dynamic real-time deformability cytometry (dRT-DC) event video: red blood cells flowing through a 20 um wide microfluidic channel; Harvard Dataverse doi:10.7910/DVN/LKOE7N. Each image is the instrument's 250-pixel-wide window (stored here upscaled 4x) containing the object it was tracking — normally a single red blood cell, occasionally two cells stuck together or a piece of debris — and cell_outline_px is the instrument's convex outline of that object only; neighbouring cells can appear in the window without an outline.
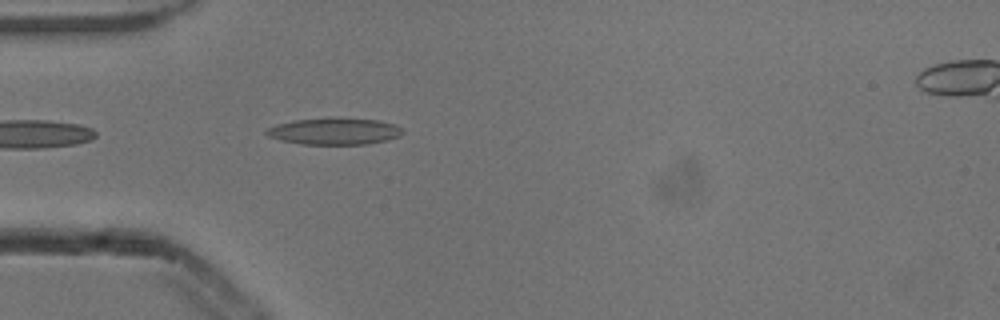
{"species": "common noctule bat (a hibernating species)", "species_latin": "Nyctalus noctula", "temperature_condition": "cold", "stored_images_in_passage": 3, "camera_frame_rate_fps": 3000, "um_per_image_px": 0.085, "animal": {"sex": "male", "body_mass_g": 13.3}, "frame": {"image": 1, "passage_image": 2, "time_ms": 0.333, "image_size_px": [1000, 320], "cell_outline_px": [[404, 132], [400, 136], [388, 140], [368, 144], [300, 144], [280, 140], [268, 136], [264, 132], [268, 128], [276, 124], [292, 120], [328, 116], [332, 116], [380, 120], [392, 124], [400, 128]], "centroid_in_image_um": [28.4, 11.13], "position_along_channel_um": 56.6, "area_um2": 21.73}}